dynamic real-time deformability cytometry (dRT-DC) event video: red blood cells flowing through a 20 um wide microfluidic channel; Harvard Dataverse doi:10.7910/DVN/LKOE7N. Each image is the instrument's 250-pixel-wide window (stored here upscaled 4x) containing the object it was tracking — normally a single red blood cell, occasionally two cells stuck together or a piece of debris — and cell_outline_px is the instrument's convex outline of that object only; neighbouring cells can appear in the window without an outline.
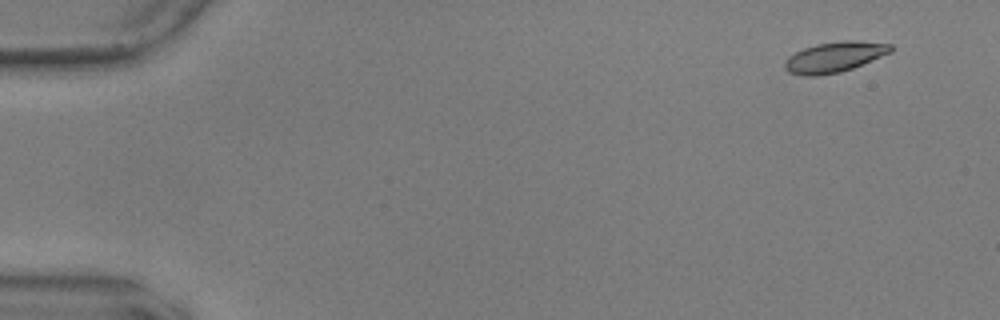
{"species": "common noctule bat (a hibernating species)", "species_latin": "Nyctalus noctula", "temperature_condition": "warm", "stored_images_in_passage": 58, "camera_frame_rate_fps": 3000, "um_per_image_px": 0.085, "animal": {"sex": "male", "body_mass_g": 17.9, "forearm_length_mm": 54.2}, "frame": {"image": 1, "passage_image": 5, "time_ms": 1.333, "image_size_px": [1000, 320], "cell_outline_px": [[892, 52], [852, 68], [840, 72], [816, 76], [804, 76], [788, 72], [784, 68], [784, 64], [788, 56], [804, 48], [816, 44], [844, 40], [856, 40], [892, 44]], "centroid_in_image_um": [70.92, 4.84], "position_along_channel_um": 14.1, "area_um2": 18.79}}
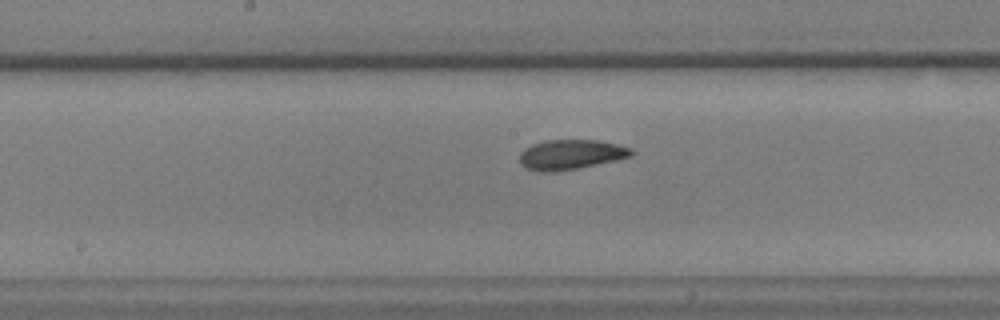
{"frame": {"image": 2, "passage_image": 31, "time_ms": 10.0, "image_size_px": [1000, 320], "cell_outline_px": [[636, 152], [632, 156], [616, 160], [556, 172], [536, 172], [524, 168], [520, 164], [520, 152], [524, 148], [532, 144], [548, 140], [596, 140], [616, 144], [632, 148]], "centroid_in_image_um": [48.49, 13.14], "position_along_channel_um": 199.7, "area_um2": 19.59}}
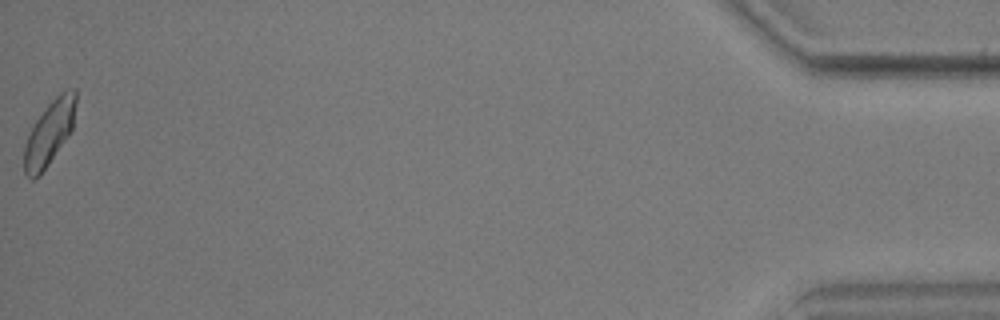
{"frame": {"image": 3, "passage_image": 58, "time_ms": 19.0, "image_size_px": [1000, 320], "cell_outline_px": [[76, 104], [72, 128], [40, 176], [32, 180], [24, 172], [24, 148], [28, 136], [36, 120], [48, 104], [60, 92], [72, 88], [76, 88]], "centroid_in_image_um": [4.19, 11.28], "position_along_channel_um": 431.0, "area_um2": 18.9}, "authors_computed_cell_mechanics": {"area_um2": 18.9873, "velocity_mm_per_s": 3.5813, "shape_relaxation_time_tau1_ms": 3.3927, "shape_relaxation_time_tau2_ms": 3.495, "deformation_change_tau1": 0.1317, "deformation_change_tau2": 0.0898}}